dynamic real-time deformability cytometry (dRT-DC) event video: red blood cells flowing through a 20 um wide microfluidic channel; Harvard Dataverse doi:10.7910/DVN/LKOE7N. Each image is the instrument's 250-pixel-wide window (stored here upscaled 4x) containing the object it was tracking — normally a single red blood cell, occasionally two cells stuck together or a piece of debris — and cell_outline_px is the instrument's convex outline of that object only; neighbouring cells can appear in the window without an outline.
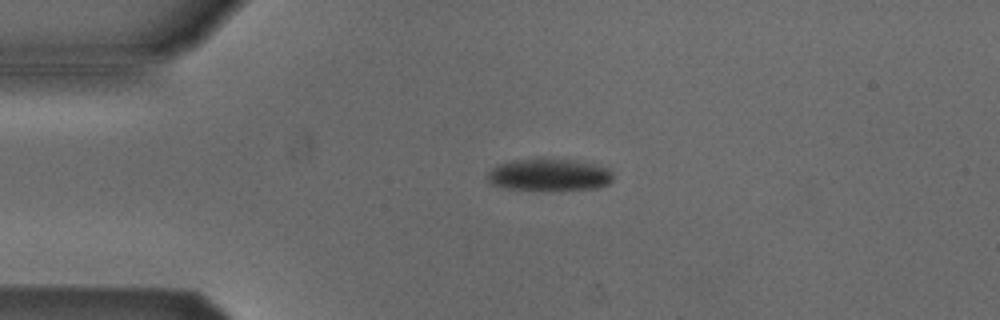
{"species": "Egyptian fruit bat (a non-hibernating species)", "species_latin": "Rousettus aegyptiacus", "temperature_condition": "cold", "stored_images_in_passage": 5, "camera_frame_rate_fps": 3000, "um_per_image_px": 0.085, "animal": {"sex": "male"}, "frame": {"image": 1, "passage_image": 5, "time_ms": 4.667, "image_size_px": [1000, 320], "cell_outline_px": [[612, 180], [608, 184], [596, 188], [508, 188], [492, 184], [484, 176], [496, 164], [512, 160], [576, 160], [608, 168], [612, 172]], "centroid_in_image_um": [46.65, 14.83], "position_along_channel_um": 38.4, "area_um2": 22.54}}